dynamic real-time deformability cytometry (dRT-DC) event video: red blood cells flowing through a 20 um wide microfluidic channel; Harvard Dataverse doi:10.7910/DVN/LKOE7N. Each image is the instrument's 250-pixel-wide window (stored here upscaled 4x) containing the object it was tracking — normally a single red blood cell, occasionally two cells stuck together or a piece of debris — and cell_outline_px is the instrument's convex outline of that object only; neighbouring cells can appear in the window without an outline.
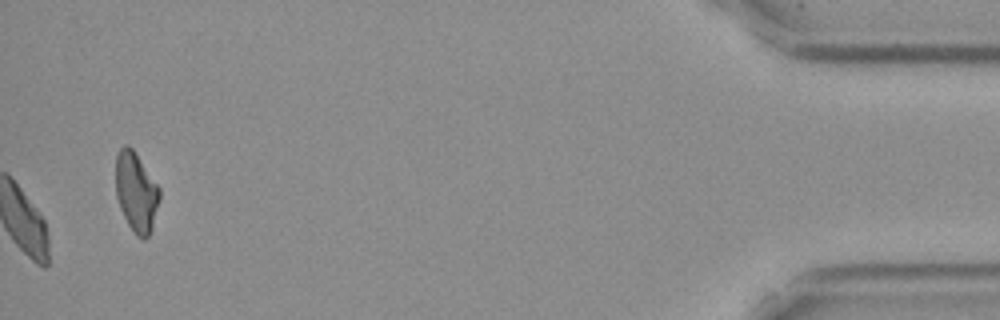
{"species": "Egyptian fruit bat (a non-hibernating species)", "species_latin": "Rousettus aegyptiacus", "temperature_condition": "cold", "stored_images_in_passage": 54, "camera_frame_rate_fps": 3000, "um_per_image_px": 0.085, "frame": {"image": 1, "passage_image": 54, "time_ms": 17.667, "image_size_px": [1000, 320], "cell_outline_px": [[160, 200], [152, 232], [144, 240], [136, 236], [128, 224], [120, 208], [116, 196], [116, 156], [120, 148], [124, 144], [132, 148], [160, 188]], "centroid_in_image_um": [11.59, 16.36], "position_along_channel_um": 423.6, "area_um2": 20.46}, "authors_computed_cell_mechanics": {"area_um2": 21.386, "velocity_mm_per_s": 3.5554, "shape_relaxation_time_tau1_ms": null, "shape_relaxation_time_tau2_ms": 6.5924, "deformation_change_tau1": null, "deformation_change_tau2": 0.1223}}